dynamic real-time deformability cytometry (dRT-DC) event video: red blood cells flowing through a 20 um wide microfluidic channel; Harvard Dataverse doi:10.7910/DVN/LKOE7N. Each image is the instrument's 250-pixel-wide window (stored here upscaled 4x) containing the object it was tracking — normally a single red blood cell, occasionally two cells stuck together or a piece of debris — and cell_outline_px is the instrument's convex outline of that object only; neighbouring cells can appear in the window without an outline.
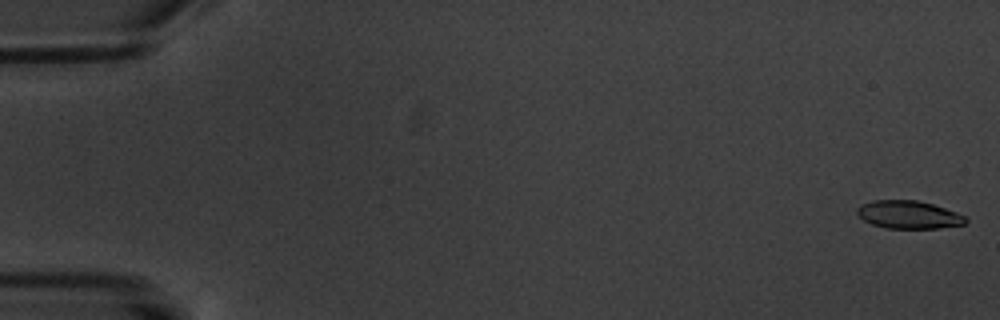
{"species": "common noctule bat (a hibernating species)", "species_latin": "Nyctalus noctula", "temperature_condition": "warm", "stored_images_in_passage": 7, "camera_frame_rate_fps": 3000, "um_per_image_px": 0.085, "animal": {"sex": "male", "body_mass_g": 20.1, "forearm_length_mm": 53.5}, "frame": {"image": 1, "passage_image": 1, "time_ms": 0.0, "image_size_px": [1000, 320], "cell_outline_px": [[968, 220], [964, 224], [940, 228], [888, 228], [872, 224], [864, 220], [856, 212], [856, 208], [860, 204], [872, 200], [916, 200], [932, 204], [956, 212], [964, 216]], "centroid_in_image_um": [77.21, 18.24], "position_along_channel_um": 7.8, "area_um2": 17.57}}
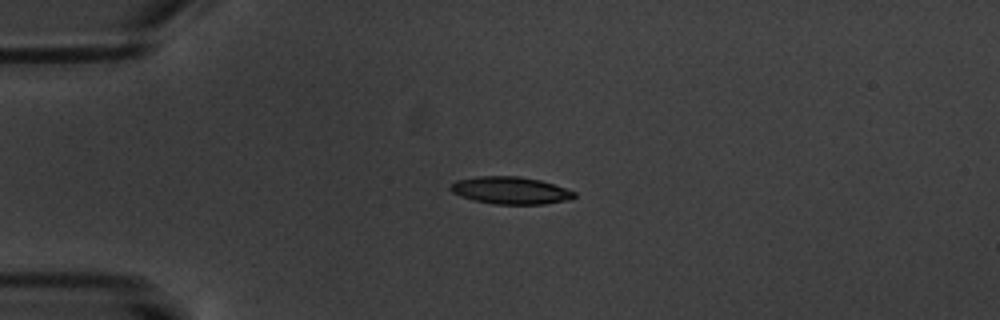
{"frame": {"image": 2, "passage_image": 5, "time_ms": 4.667, "image_size_px": [1000, 320], "cell_outline_px": [[576, 196], [572, 200], [544, 204], [496, 204], [472, 200], [460, 196], [452, 192], [448, 188], [456, 180], [476, 176], [520, 176], [540, 180], [576, 192]], "centroid_in_image_um": [43.39, 16.19], "position_along_channel_um": 41.6, "area_um2": 19.83}}